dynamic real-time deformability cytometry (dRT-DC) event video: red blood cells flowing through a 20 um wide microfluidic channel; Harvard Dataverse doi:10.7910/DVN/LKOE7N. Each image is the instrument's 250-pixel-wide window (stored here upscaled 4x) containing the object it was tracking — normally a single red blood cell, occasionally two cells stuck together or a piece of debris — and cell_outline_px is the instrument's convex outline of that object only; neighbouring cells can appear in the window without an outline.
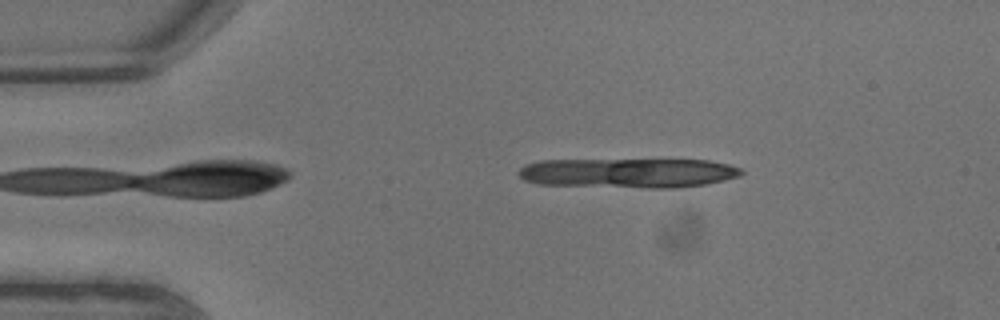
{"species": "common noctule bat (a hibernating species)", "species_latin": "Nyctalus noctula", "temperature_condition": "warm", "stored_images_in_passage": 10, "camera_frame_rate_fps": 3000, "um_per_image_px": 0.085, "animal": {"sex": "male", "body_mass_g": 13.3}, "frame": {"image": 1, "passage_image": 4, "time_ms": 1.0, "image_size_px": [1000, 320], "cell_outline_px": [[744, 172], [740, 176], [724, 180], [704, 184], [680, 188], [644, 188], [536, 184], [524, 180], [520, 176], [520, 168], [524, 164], [540, 160], [708, 160], [728, 164], [740, 168]], "centroid_in_image_um": [53.4, 14.71], "position_along_channel_um": 31.6, "area_um2": 38.67}}
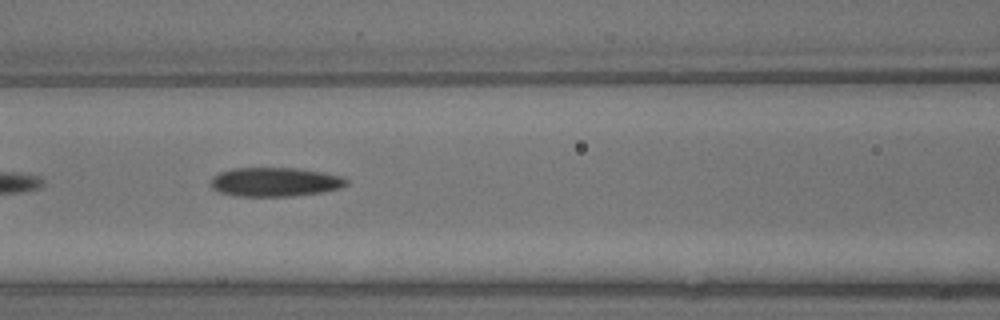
{"frame": {"image": 2, "passage_image": 9, "time_ms": 2.667, "image_size_px": [1000, 320], "cell_outline_px": [[348, 184], [340, 188], [324, 192], [292, 196], [236, 196], [220, 192], [212, 188], [212, 176], [220, 172], [232, 168], [296, 168], [320, 172], [340, 176], [348, 180]], "centroid_in_image_um": [23.37, 15.47], "position_along_channel_um": 143.2, "area_um2": 22.89}}